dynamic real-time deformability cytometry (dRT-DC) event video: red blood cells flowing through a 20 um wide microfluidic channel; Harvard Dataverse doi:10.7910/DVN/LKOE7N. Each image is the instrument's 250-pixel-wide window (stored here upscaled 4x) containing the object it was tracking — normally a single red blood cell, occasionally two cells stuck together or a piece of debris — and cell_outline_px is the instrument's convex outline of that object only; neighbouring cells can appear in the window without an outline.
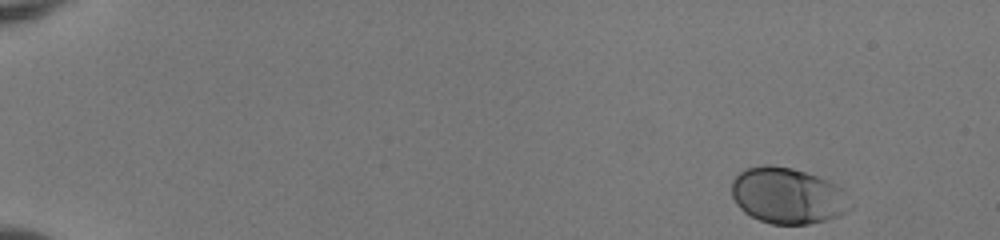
{"species": "human", "species_latin": "Homo sapiens", "temperature_condition": "room temperature", "stored_images_in_passage": 49, "camera_frame_rate_fps": 3000, "um_per_image_px": 0.085, "donor": {"sex": "female"}, "frame": {"image": 1, "passage_image": 1, "time_ms": 0.0, "image_size_px": [1000, 240], "cell_outline_px": [[856, 204], [852, 208], [840, 216], [808, 224], [772, 224], [760, 220], [744, 212], [736, 204], [732, 196], [732, 180], [744, 168], [764, 164], [768, 164], [792, 168], [828, 180], [836, 184]], "centroid_in_image_um": [66.97, 16.63], "position_along_channel_um": 18.0, "area_um2": 39.07}}
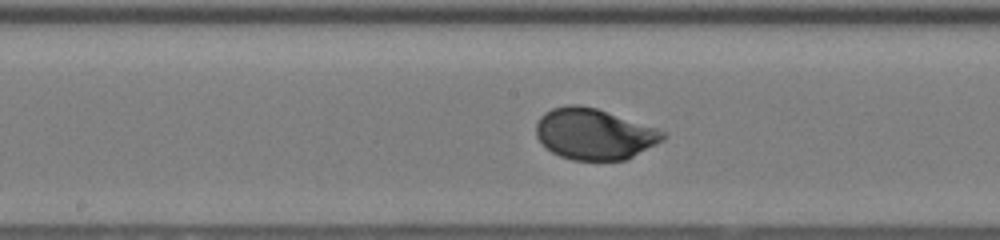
{"frame": {"image": 2, "passage_image": 26, "time_ms": 8.333, "image_size_px": [1000, 240], "cell_outline_px": [[668, 136], [664, 140], [624, 160], [572, 160], [560, 156], [552, 152], [536, 136], [536, 124], [540, 116], [544, 112], [552, 108], [568, 104], [580, 104], [596, 108], [668, 132]], "centroid_in_image_um": [50.5, 11.38], "position_along_channel_um": 197.7, "area_um2": 37.63}}
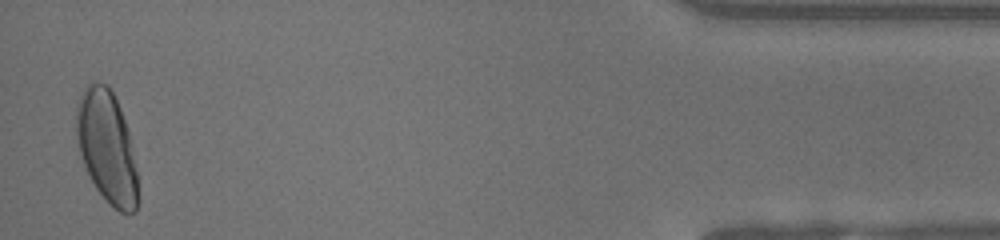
{"frame": {"image": 3, "passage_image": 48, "time_ms": 15.667, "image_size_px": [1000, 240], "cell_outline_px": [[140, 200], [136, 212], [120, 212], [108, 204], [96, 188], [84, 164], [76, 140], [76, 108], [80, 96], [84, 88], [92, 80], [108, 84], [120, 108], [128, 132], [136, 168]], "centroid_in_image_um": [9.09, 12.51], "position_along_channel_um": 426.1, "area_um2": 40.34}, "authors_computed_cell_mechanics": {"area_um2": 37.1654, "velocity_mm_per_s": 4.0167, "shape_relaxation_time_tau1_ms": 2.6542, "shape_relaxation_time_tau2_ms": null, "deformation_change_tau1": 0.1555, "deformation_change_tau2": null}}